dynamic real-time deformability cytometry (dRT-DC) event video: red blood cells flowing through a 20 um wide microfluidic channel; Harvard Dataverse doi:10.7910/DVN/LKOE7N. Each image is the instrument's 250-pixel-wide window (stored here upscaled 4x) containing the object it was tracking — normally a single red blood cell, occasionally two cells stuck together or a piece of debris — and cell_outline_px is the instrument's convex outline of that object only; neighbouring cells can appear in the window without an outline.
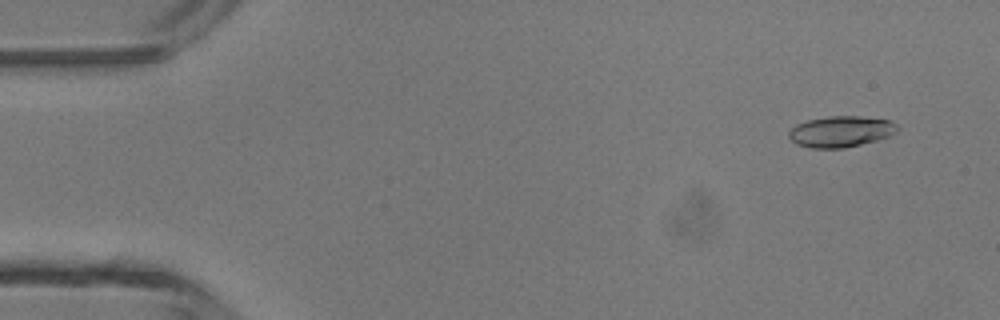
{"species": "common noctule bat (a hibernating species)", "species_latin": "Nyctalus noctula", "temperature_condition": "room temperature", "stored_images_in_passage": 4, "camera_frame_rate_fps": 3000, "um_per_image_px": 0.085, "animal": {"sex": "male", "body_mass_g": 13.3}, "frame": {"image": 1, "passage_image": 1, "time_ms": 0.0, "image_size_px": [1000, 320], "cell_outline_px": [[900, 128], [896, 132], [888, 136], [876, 140], [844, 148], [812, 148], [796, 144], [788, 136], [788, 132], [796, 124], [808, 120], [828, 116], [860, 116], [888, 120], [896, 124]], "centroid_in_image_um": [71.46, 11.18], "position_along_channel_um": 13.5, "area_um2": 19.54}}
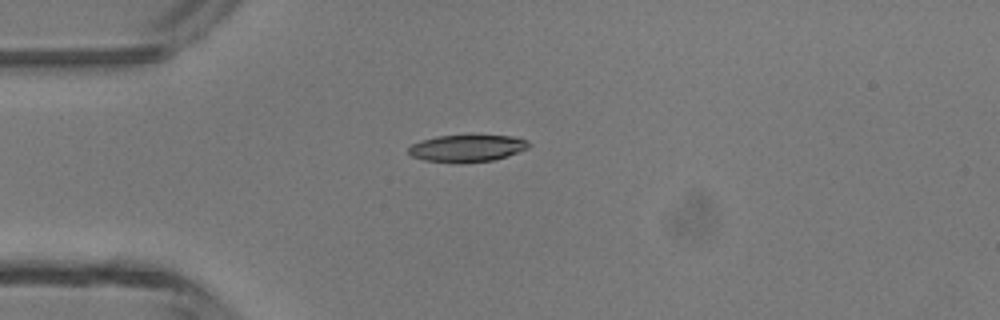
{"frame": {"image": 2, "passage_image": 3, "time_ms": 3.0, "image_size_px": [1000, 320], "cell_outline_px": [[528, 148], [508, 156], [492, 160], [456, 164], [424, 160], [412, 156], [408, 152], [408, 148], [412, 144], [420, 140], [436, 136], [512, 136], [528, 140]], "centroid_in_image_um": [39.66, 12.62], "position_along_channel_um": 45.3, "area_um2": 18.96}}